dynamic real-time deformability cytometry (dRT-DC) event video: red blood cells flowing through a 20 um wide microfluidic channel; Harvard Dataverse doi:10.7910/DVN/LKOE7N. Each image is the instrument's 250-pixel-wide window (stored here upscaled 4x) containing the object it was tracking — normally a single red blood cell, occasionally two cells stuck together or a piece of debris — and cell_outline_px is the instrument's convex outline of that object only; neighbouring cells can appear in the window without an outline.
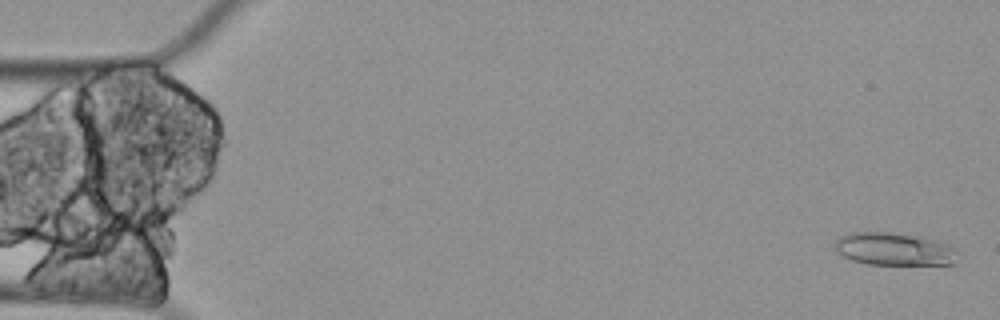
{"species": "Egyptian fruit bat (a non-hibernating species)", "species_latin": "Rousettus aegyptiacus", "temperature_condition": "cold", "stored_images_in_passage": 4, "camera_frame_rate_fps": 3000, "um_per_image_px": 0.085, "animal": {"sex": "female"}, "frame": {"image": 1, "passage_image": 1, "time_ms": 0.0, "image_size_px": [1000, 320], "cell_outline_px": [[952, 264], [868, 264], [852, 260], [844, 256], [836, 248], [836, 240], [840, 236], [852, 232], [888, 232], [920, 236], [940, 240], [948, 244], [952, 248]], "centroid_in_image_um": [75.95, 21.15], "position_along_channel_um": 9.0, "area_um2": 22.89}}